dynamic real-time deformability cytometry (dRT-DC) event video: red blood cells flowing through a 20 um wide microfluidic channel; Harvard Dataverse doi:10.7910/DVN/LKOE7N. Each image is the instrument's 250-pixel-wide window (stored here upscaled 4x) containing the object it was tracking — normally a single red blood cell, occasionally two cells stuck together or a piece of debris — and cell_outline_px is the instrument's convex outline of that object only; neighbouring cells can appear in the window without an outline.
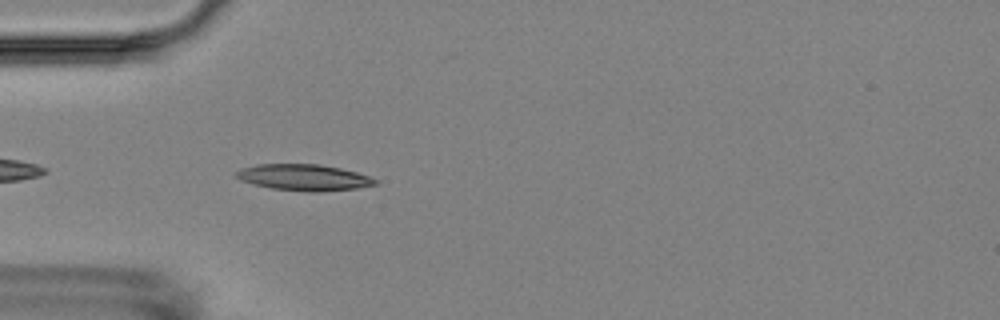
{"species": "Egyptian fruit bat (a non-hibernating species)", "species_latin": "Rousettus aegyptiacus", "temperature_condition": "room temperature", "stored_images_in_passage": 5, "camera_frame_rate_fps": 3000, "um_per_image_px": 0.085, "animal": {"sex": "female"}, "frame": {"image": 1, "passage_image": 5, "time_ms": 5.333, "image_size_px": [1000, 320], "cell_outline_px": [[376, 184], [356, 188], [316, 192], [308, 192], [272, 188], [240, 180], [236, 176], [236, 172], [240, 168], [256, 164], [320, 164], [340, 168], [356, 172], [368, 176], [376, 180]], "centroid_in_image_um": [25.8, 15.07], "position_along_channel_um": 59.2, "area_um2": 21.04}}